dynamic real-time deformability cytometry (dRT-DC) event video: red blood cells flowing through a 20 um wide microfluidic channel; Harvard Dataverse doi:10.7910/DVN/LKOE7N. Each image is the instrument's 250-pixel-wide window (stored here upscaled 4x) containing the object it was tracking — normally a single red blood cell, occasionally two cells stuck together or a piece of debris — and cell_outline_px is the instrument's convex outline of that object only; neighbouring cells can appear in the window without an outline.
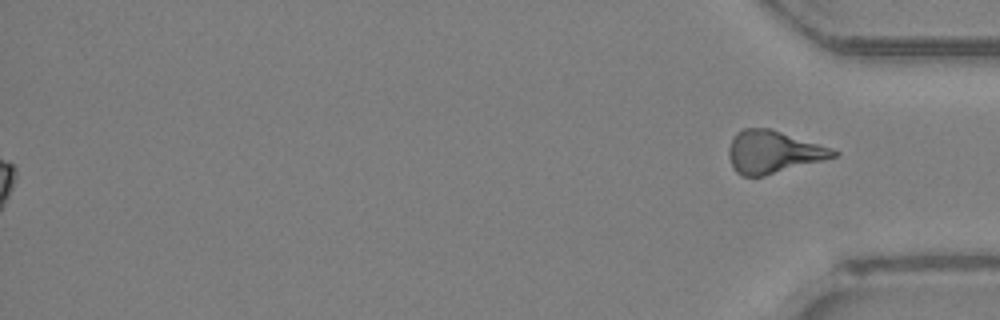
{"species": "Egyptian fruit bat (a non-hibernating species)", "species_latin": "Rousettus aegyptiacus", "temperature_condition": "room temperature", "stored_images_in_passage": 33, "segment_of_instrument_passage": [2, 2], "camera_frame_rate_fps": 3000, "um_per_image_px": 0.085, "animal": {"sex": "female"}, "frame": {"image": 1, "passage_image": 33, "time_ms": 10.667, "image_size_px": [1000, 320], "cell_outline_px": [[840, 152], [836, 156], [824, 160], [764, 176], [740, 176], [732, 168], [728, 156], [728, 148], [736, 132], [744, 128], [772, 128], [832, 148]], "centroid_in_image_um": [65.7, 12.91], "position_along_channel_um": 369.5, "area_um2": 26.13}}